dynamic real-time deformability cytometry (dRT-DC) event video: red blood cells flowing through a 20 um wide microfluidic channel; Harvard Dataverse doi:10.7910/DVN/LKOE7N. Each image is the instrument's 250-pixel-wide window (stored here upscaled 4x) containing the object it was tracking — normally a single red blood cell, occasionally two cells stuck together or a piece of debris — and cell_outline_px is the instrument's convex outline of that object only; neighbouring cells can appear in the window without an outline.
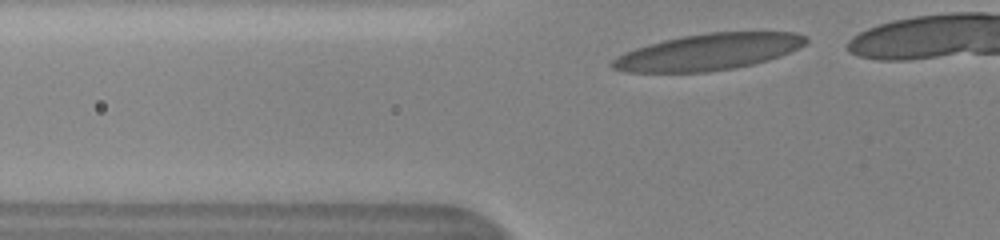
{"species": "human", "species_latin": "Homo sapiens", "temperature_condition": "cold", "stored_images_in_passage": 10, "camera_frame_rate_fps": 3000, "um_per_image_px": 0.085, "donor": {"sex": "female"}, "frame": {"image": 1, "passage_image": 2, "time_ms": 0.333, "image_size_px": [1000, 240], "cell_outline_px": [[808, 40], [800, 48], [780, 56], [768, 60], [752, 64], [732, 68], [708, 72], [624, 72], [612, 68], [608, 64], [616, 56], [624, 52], [648, 44], [664, 40], [684, 36], [708, 32], [796, 32], [808, 36]], "centroid_in_image_um": [60.2, 4.41], "position_along_channel_um": 65.6, "area_um2": 41.15}}